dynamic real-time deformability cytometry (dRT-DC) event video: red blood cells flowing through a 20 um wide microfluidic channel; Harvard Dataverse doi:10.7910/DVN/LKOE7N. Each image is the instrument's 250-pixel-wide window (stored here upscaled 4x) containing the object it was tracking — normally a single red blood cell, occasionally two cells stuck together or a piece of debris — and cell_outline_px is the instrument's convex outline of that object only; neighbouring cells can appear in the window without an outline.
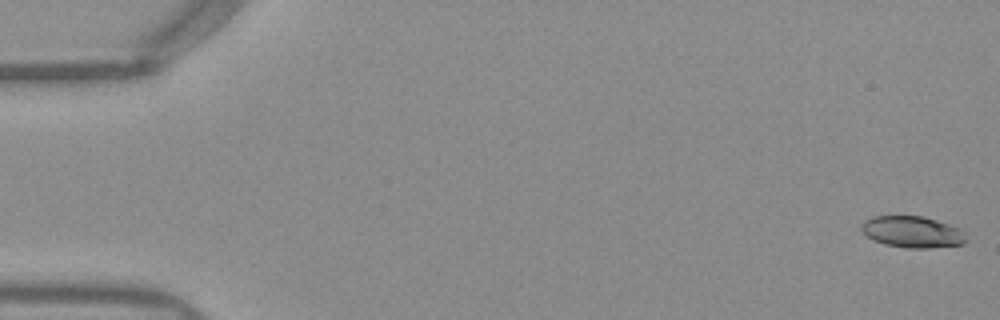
{"species": "Egyptian fruit bat (a non-hibernating species)", "species_latin": "Rousettus aegyptiacus", "temperature_condition": "warm", "stored_images_in_passage": 52, "camera_frame_rate_fps": 3000, "um_per_image_px": 0.085, "frame": {"image": 1, "passage_image": 1, "time_ms": 0.0, "image_size_px": [1000, 320], "cell_outline_px": [[968, 240], [964, 244], [928, 248], [908, 248], [884, 244], [868, 236], [860, 228], [864, 220], [872, 216], [924, 216], [960, 228], [964, 232]], "centroid_in_image_um": [77.59, 19.71], "position_along_channel_um": 7.4, "area_um2": 19.19}}
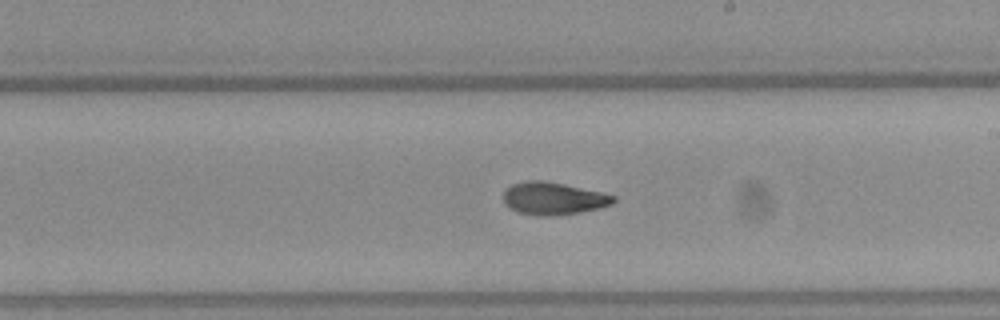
{"frame": {"image": 2, "passage_image": 30, "time_ms": 9.667, "image_size_px": [1000, 320], "cell_outline_px": [[616, 200], [612, 204], [600, 208], [580, 212], [548, 216], [540, 216], [520, 212], [504, 204], [504, 192], [512, 184], [528, 180], [544, 180], [564, 184], [600, 192], [616, 196]], "centroid_in_image_um": [47.05, 16.86], "position_along_channel_um": 241.9, "area_um2": 20.63}}
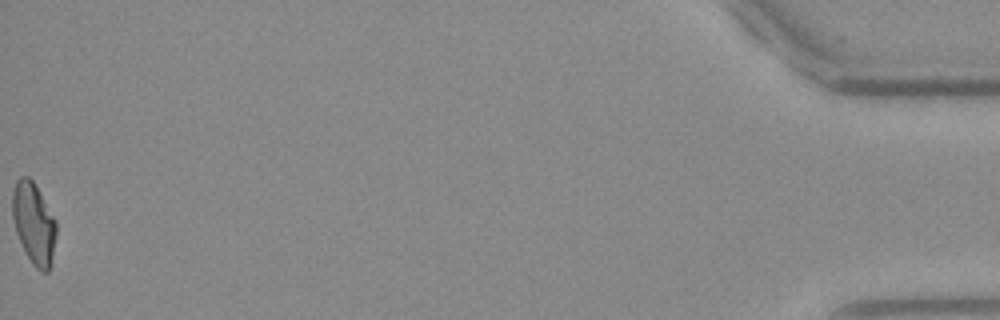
{"frame": {"image": 3, "passage_image": 52, "time_ms": 17.0, "image_size_px": [1000, 320], "cell_outline_px": [[56, 236], [52, 256], [48, 272], [40, 272], [32, 264], [24, 252], [16, 232], [12, 216], [12, 192], [16, 180], [20, 176], [28, 176], [32, 180], [56, 220]], "centroid_in_image_um": [2.85, 18.99], "position_along_channel_um": 432.3, "area_um2": 20.81}, "authors_computed_cell_mechanics": {"area_um2": 20.4612, "velocity_mm_per_s": 3.9638, "shape_relaxation_time_tau1_ms": 8.5644, "shape_relaxation_time_tau2_ms": 4.7897, "deformation_change_tau1": 0.2249, "deformation_change_tau2": 0.1035}}